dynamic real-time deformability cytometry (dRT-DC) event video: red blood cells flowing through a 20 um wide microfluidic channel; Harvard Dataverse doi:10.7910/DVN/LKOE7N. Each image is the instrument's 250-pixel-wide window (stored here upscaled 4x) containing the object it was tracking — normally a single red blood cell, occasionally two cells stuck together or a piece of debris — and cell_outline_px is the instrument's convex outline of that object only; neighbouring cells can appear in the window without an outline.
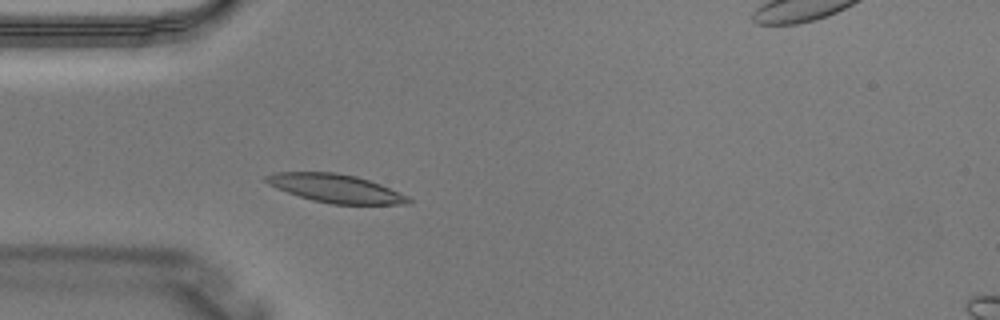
{"species": "Egyptian fruit bat (a non-hibernating species)", "species_latin": "Rousettus aegyptiacus", "temperature_condition": "warm", "stored_images_in_passage": 3, "camera_frame_rate_fps": 3000, "um_per_image_px": 0.085, "animal": {"sex": "male"}, "frame": {"image": 1, "passage_image": 2, "time_ms": 0.333, "image_size_px": [1000, 320], "cell_outline_px": [[412, 204], [332, 204], [312, 200], [276, 188], [268, 184], [264, 180], [264, 176], [272, 172], [336, 172], [356, 176], [380, 184], [408, 196], [412, 200]], "centroid_in_image_um": [28.52, 16.01], "position_along_channel_um": 56.5, "area_um2": 23.47}}